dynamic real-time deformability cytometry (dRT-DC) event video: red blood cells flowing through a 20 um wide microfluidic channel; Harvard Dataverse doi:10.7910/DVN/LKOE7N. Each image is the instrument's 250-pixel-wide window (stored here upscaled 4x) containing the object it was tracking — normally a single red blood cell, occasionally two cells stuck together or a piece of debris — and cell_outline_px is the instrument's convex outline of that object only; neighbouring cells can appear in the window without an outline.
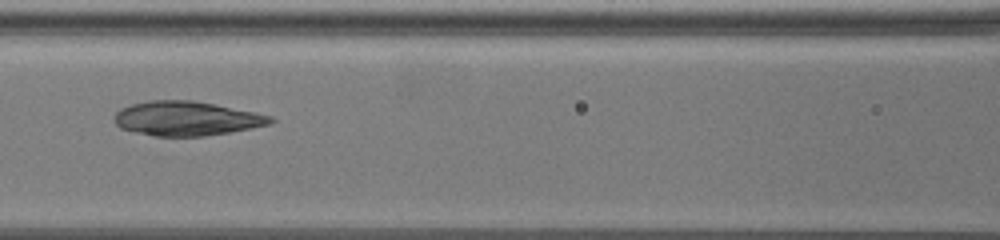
{"species": "common noctule bat (a hibernating species)", "species_latin": "Nyctalus noctula", "temperature_condition": "warm", "stored_images_in_passage": 38, "camera_frame_rate_fps": 3000, "um_per_image_px": 0.085, "animal": {"sex": "female", "body_mass_g": 19.5, "forearm_length_mm": 54.1}, "frame": {"image": 1, "passage_image": 20, "time_ms": 11.667, "image_size_px": [1000, 240], "cell_outline_px": [[276, 120], [272, 124], [252, 128], [204, 136], [152, 136], [120, 128], [112, 120], [112, 116], [120, 108], [132, 104], [148, 100], [192, 100], [256, 112], [272, 116]], "centroid_in_image_um": [15.84, 10.07], "position_along_channel_um": 150.8, "area_um2": 31.44}}
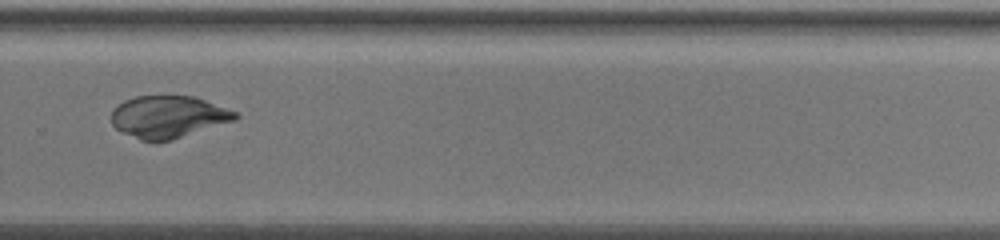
{"frame": {"image": 2, "passage_image": 28, "time_ms": 17.333, "image_size_px": [1000, 240], "cell_outline_px": [[240, 116], [236, 120], [172, 140], [156, 144], [152, 144], [140, 140], [120, 132], [112, 124], [112, 108], [124, 100], [136, 96], [196, 96], [240, 112]], "centroid_in_image_um": [14.32, 9.95], "position_along_channel_um": 315.5, "area_um2": 31.27}}
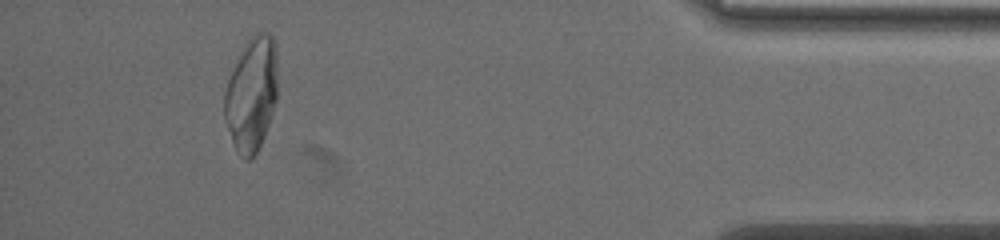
{"frame": {"image": 3, "passage_image": 36, "time_ms": 22.333, "image_size_px": [1000, 240], "cell_outline_px": [[276, 100], [264, 136], [256, 152], [248, 160], [244, 160], [236, 152], [224, 120], [224, 92], [228, 80], [248, 40], [256, 32], [268, 32], [272, 36], [276, 44]], "centroid_in_image_um": [21.37, 8.03], "position_along_channel_um": 413.8, "area_um2": 34.85}}